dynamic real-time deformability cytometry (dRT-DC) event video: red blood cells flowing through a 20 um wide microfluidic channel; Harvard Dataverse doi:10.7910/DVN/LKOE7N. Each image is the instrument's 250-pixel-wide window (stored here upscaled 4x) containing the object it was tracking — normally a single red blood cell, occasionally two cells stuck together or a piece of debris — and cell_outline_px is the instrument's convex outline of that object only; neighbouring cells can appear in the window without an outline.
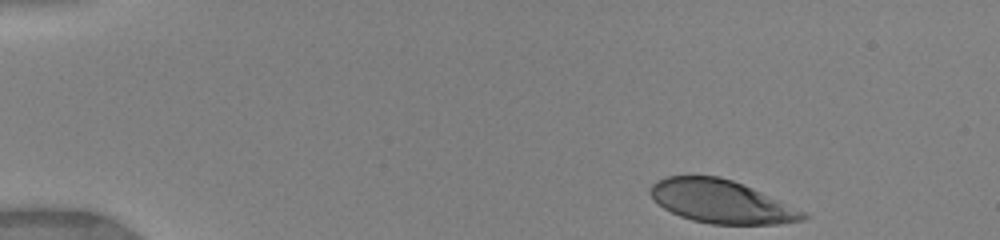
{"species": "human", "species_latin": "Homo sapiens", "temperature_condition": "warm", "stored_images_in_passage": 14, "camera_frame_rate_fps": 3000, "um_per_image_px": 0.085, "donor": {"sex": "female"}, "frame": {"image": 1, "passage_image": 1, "time_ms": 0.0, "image_size_px": [1000, 240], "cell_outline_px": [[808, 216], [804, 220], [780, 224], [712, 224], [692, 220], [680, 216], [664, 208], [648, 192], [648, 188], [652, 184], [668, 176], [720, 176], [732, 180], [752, 188], [804, 212]], "centroid_in_image_um": [61.29, 17.14], "position_along_channel_um": 23.7, "area_um2": 37.8}}
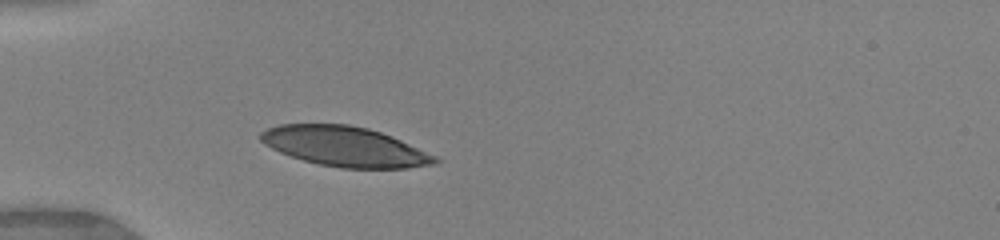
{"frame": {"image": 2, "passage_image": 11, "time_ms": 3.0, "image_size_px": [1000, 240], "cell_outline_px": [[440, 160], [436, 164], [408, 168], [340, 168], [320, 164], [304, 160], [280, 152], [264, 144], [260, 140], [260, 132], [268, 128], [280, 124], [348, 124], [368, 128], [380, 132], [400, 140], [436, 156]], "centroid_in_image_um": [29.31, 12.45], "position_along_channel_um": 55.7, "area_um2": 40.23}}